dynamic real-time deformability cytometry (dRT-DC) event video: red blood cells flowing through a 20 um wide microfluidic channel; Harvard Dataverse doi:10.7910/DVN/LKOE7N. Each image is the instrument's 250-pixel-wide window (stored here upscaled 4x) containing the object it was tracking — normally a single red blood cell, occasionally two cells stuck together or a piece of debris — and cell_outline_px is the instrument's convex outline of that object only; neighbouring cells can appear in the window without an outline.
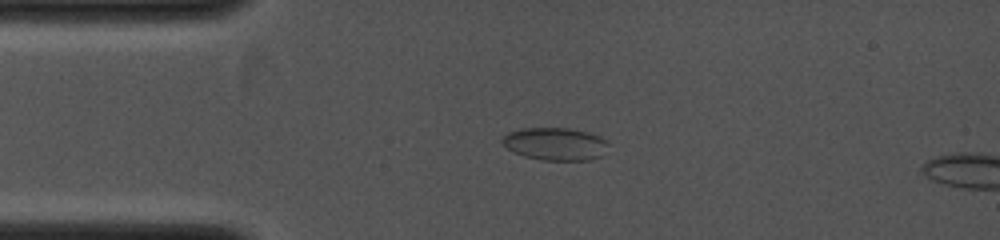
{"species": "common noctule bat (a hibernating species)", "species_latin": "Nyctalus noctula", "temperature_condition": "cold", "stored_images_in_passage": 4, "camera_frame_rate_fps": 4000, "um_per_image_px": 0.085, "animal": {"sex": "female", "body_mass_g": 19.0, "forearm_length_mm": 53.3}, "frame": {"image": 1, "passage_image": 2, "time_ms": 0.5, "image_size_px": [1000, 240], "cell_outline_px": [[608, 144], [604, 156], [588, 160], [544, 160], [524, 156], [508, 148], [500, 140], [508, 132], [524, 128], [568, 128], [588, 132], [604, 140]], "centroid_in_image_um": [47.21, 12.23], "position_along_channel_um": 37.8, "area_um2": 20.0}}